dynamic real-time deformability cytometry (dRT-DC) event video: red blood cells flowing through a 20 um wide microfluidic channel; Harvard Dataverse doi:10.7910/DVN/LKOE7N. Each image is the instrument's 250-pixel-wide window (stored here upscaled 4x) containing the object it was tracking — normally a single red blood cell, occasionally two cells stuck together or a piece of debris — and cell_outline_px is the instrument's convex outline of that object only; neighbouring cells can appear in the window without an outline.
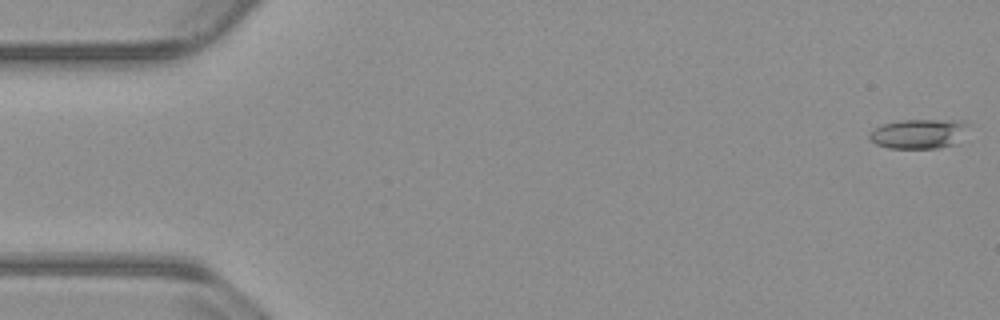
{"species": "common noctule bat (a hibernating species)", "species_latin": "Nyctalus noctula", "temperature_condition": "warm", "stored_images_in_passage": 54, "camera_frame_rate_fps": 3000, "um_per_image_px": 0.085, "animal": {"sex": "male", "body_mass_g": 23.1, "forearm_length_mm": 52.7}, "frame": {"image": 1, "passage_image": 1, "time_ms": 0.0, "image_size_px": [1000, 320], "cell_outline_px": [[968, 124], [956, 144], [940, 148], [888, 148], [876, 144], [868, 136], [876, 128], [884, 124], [900, 120], [964, 120]], "centroid_in_image_um": [78.1, 11.37], "position_along_channel_um": 6.9, "area_um2": 16.82}}
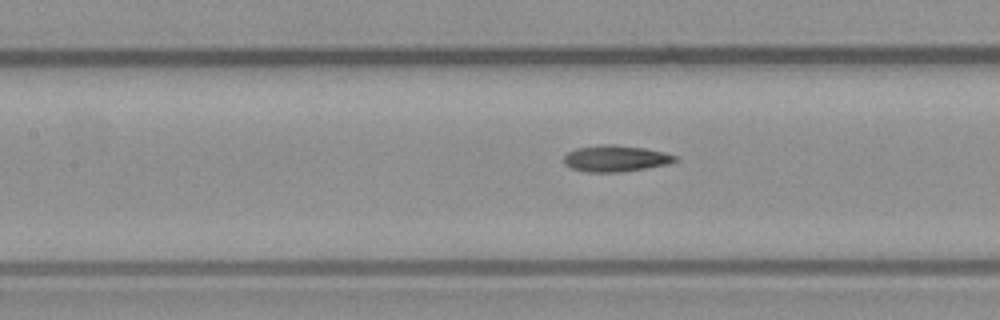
{"frame": {"image": 2, "passage_image": 24, "time_ms": 7.667, "image_size_px": [1000, 320], "cell_outline_px": [[680, 160], [668, 164], [620, 172], [588, 172], [572, 168], [564, 164], [564, 156], [568, 152], [576, 148], [604, 144], [616, 144], [644, 148], [664, 152], [680, 156]], "centroid_in_image_um": [52.37, 13.46], "position_along_channel_um": 155.0, "area_um2": 17.17}}
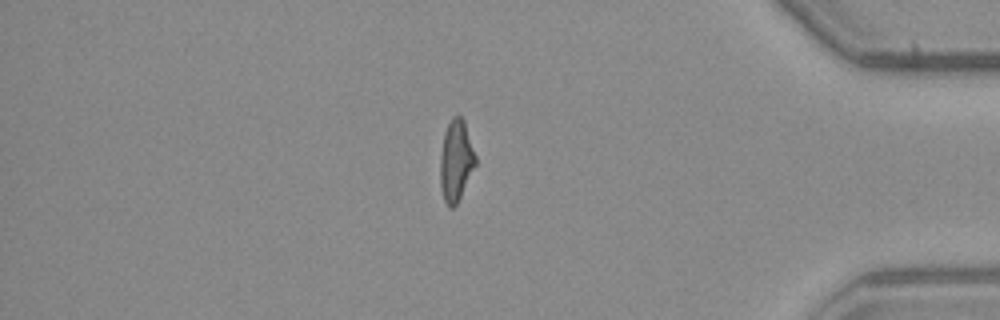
{"frame": {"image": 3, "passage_image": 46, "time_ms": 15.0, "image_size_px": [1000, 320], "cell_outline_px": [[476, 164], [456, 204], [452, 208], [448, 208], [444, 200], [440, 184], [440, 156], [444, 132], [452, 116], [460, 116], [464, 120], [476, 156]], "centroid_in_image_um": [38.75, 13.64], "position_along_channel_um": 396.5, "area_um2": 16.59}, "authors_computed_cell_mechanics": {"area_um2": 16.762, "velocity_mm_per_s": 3.8091, "shape_relaxation_time_tau1_ms": null, "shape_relaxation_time_tau2_ms": 3.7501, "deformation_change_tau1": null, "deformation_change_tau2": 0.1174}}